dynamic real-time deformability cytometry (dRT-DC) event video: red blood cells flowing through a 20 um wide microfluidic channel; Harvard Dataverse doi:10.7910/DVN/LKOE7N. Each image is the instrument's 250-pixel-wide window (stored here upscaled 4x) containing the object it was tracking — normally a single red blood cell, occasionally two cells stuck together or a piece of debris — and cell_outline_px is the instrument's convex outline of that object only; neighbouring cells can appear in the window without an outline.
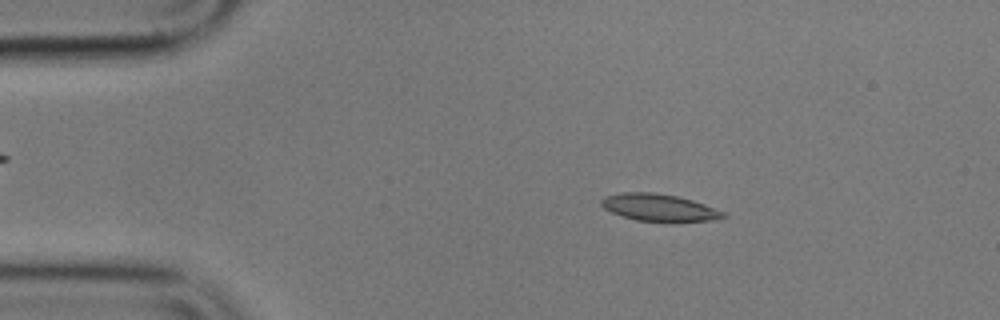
{"species": "common noctule bat (a hibernating species)", "species_latin": "Nyctalus noctula", "temperature_condition": "cold", "stored_images_in_passage": 49, "camera_frame_rate_fps": 3000, "um_per_image_px": 0.085, "animal": {"sex": "male", "body_mass_g": 17.9}, "frame": {"image": 1, "passage_image": 3, "time_ms": 0.667, "image_size_px": [1000, 320], "cell_outline_px": [[728, 216], [708, 220], [636, 220], [612, 212], [604, 208], [600, 204], [600, 200], [604, 196], [620, 192], [652, 192], [676, 196], [692, 200], [728, 212]], "centroid_in_image_um": [56.0, 17.61], "position_along_channel_um": 29.0, "area_um2": 18.84}}
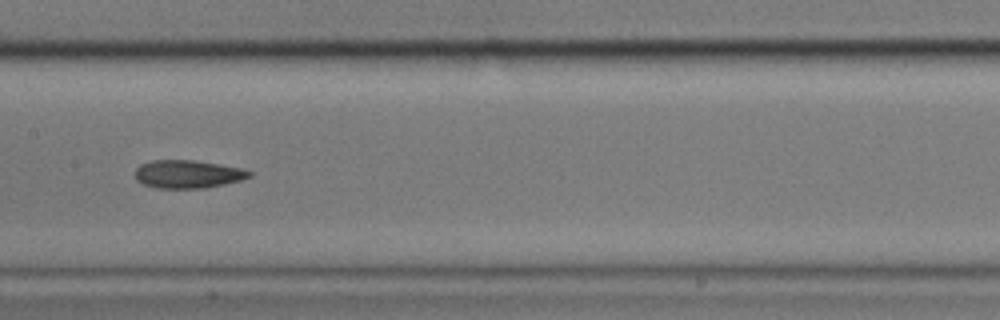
{"frame": {"image": 2, "passage_image": 21, "time_ms": 6.667, "image_size_px": [1000, 320], "cell_outline_px": [[252, 176], [240, 180], [224, 184], [204, 188], [156, 188], [144, 184], [136, 180], [136, 168], [140, 164], [152, 160], [192, 160], [240, 168], [252, 172]], "centroid_in_image_um": [15.93, 14.8], "position_along_channel_um": 191.5, "area_um2": 18.5}}
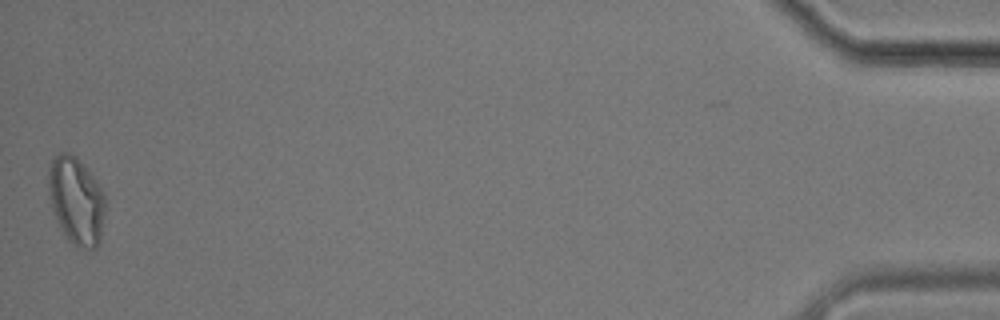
{"frame": {"image": 3, "passage_image": 49, "time_ms": 16.0, "image_size_px": [1000, 320], "cell_outline_px": [[104, 212], [100, 244], [96, 248], [80, 248], [72, 244], [68, 240], [52, 208], [48, 184], [48, 172], [52, 160], [56, 152], [68, 152], [76, 156], [92, 176], [104, 192]], "centroid_in_image_um": [6.48, 17.05], "position_along_channel_um": 428.7, "area_um2": 28.61}, "authors_computed_cell_mechanics": {"area_um2": 19.074, "velocity_mm_per_s": 3.5475, "shape_relaxation_time_tau1_ms": 5.465, "shape_relaxation_time_tau2_ms": 3.2532, "deformation_change_tau1": 0.1612, "deformation_change_tau2": 0.0999}}